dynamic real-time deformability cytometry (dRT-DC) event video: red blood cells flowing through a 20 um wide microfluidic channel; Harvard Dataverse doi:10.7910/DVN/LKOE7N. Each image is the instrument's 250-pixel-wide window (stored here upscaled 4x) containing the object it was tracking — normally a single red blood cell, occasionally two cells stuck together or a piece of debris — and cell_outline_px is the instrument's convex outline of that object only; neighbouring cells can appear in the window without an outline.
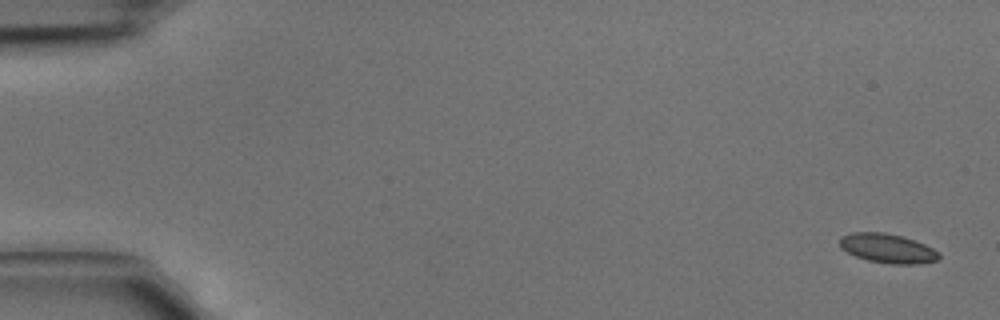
{"species": "common noctule bat (a hibernating species)", "species_latin": "Nyctalus noctula", "temperature_condition": "cold", "stored_images_in_passage": 4, "camera_frame_rate_fps": 3000, "um_per_image_px": 0.085, "animal": {"sex": "male", "body_mass_g": 15.6}, "frame": {"image": 1, "passage_image": 1, "time_ms": 0.0, "image_size_px": [1000, 320], "cell_outline_px": [[940, 256], [936, 260], [920, 264], [892, 264], [868, 260], [856, 256], [840, 248], [840, 236], [852, 232], [884, 232], [904, 236], [924, 244], [940, 252]], "centroid_in_image_um": [75.44, 21.1], "position_along_channel_um": 9.6, "area_um2": 16.99}}
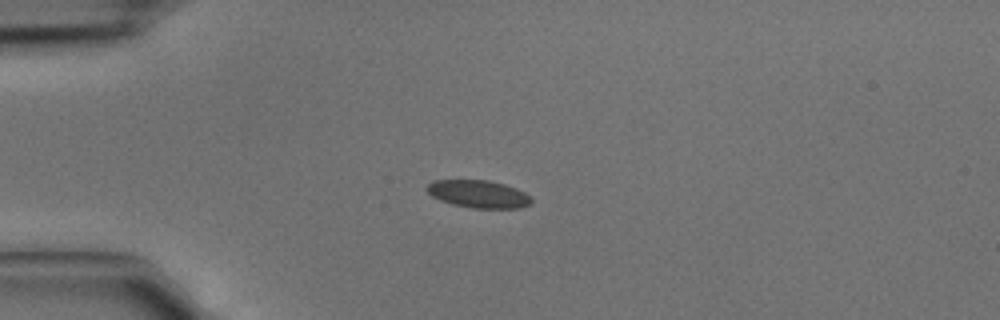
{"frame": {"image": 2, "passage_image": 4, "time_ms": 1.0, "image_size_px": [1000, 320], "cell_outline_px": [[532, 200], [528, 204], [520, 208], [472, 208], [452, 204], [440, 200], [432, 196], [424, 188], [432, 180], [488, 180], [504, 184], [516, 188], [524, 192]], "centroid_in_image_um": [40.62, 16.48], "position_along_channel_um": 44.4, "area_um2": 16.76}}